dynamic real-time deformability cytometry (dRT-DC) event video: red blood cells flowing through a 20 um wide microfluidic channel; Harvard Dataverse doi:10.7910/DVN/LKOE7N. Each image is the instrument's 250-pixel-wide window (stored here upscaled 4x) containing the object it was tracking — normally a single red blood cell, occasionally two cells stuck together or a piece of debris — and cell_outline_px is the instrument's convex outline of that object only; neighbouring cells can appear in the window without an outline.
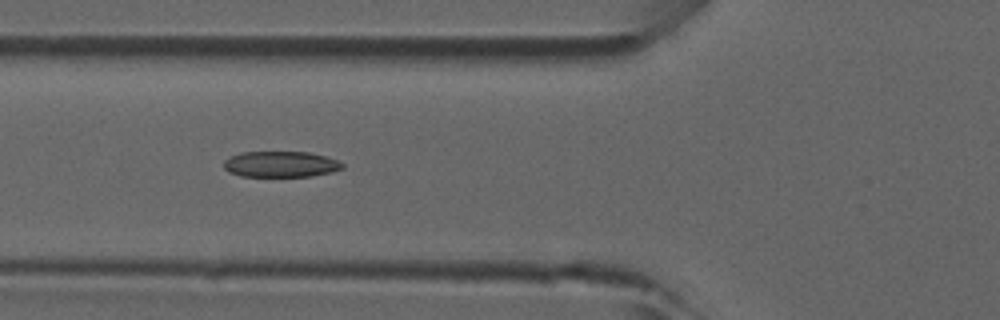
{"species": "common noctule bat (a hibernating species)", "species_latin": "Nyctalus noctula", "temperature_condition": "room temperature", "stored_images_in_passage": 40, "camera_frame_rate_fps": 3000, "um_per_image_px": 0.085, "animal": {"sex": "male", "forearm_length_mm": 52.5}, "frame": {"image": 1, "passage_image": 17, "time_ms": 5.333, "image_size_px": [1000, 320], "cell_outline_px": [[344, 168], [332, 172], [308, 176], [240, 176], [228, 172], [224, 168], [224, 160], [240, 152], [308, 152], [324, 156], [336, 160], [344, 164]], "centroid_in_image_um": [23.84, 13.96], "position_along_channel_um": 102.0, "area_um2": 17.8}}